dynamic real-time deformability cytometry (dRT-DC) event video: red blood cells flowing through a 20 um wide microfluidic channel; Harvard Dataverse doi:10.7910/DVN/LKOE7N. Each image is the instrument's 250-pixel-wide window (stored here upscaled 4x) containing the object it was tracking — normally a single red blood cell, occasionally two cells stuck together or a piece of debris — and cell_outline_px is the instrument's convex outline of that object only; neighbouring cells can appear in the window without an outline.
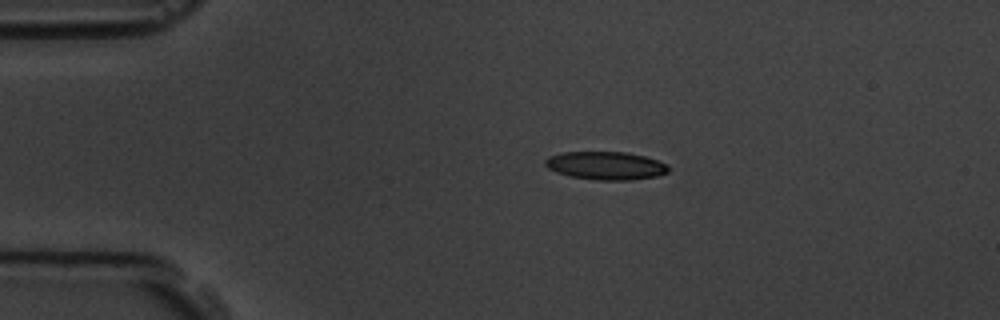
{"species": "common noctule bat (a hibernating species)", "species_latin": "Nyctalus noctula", "temperature_condition": "room temperature", "stored_images_in_passage": 6, "camera_frame_rate_fps": 3000, "um_per_image_px": 0.085, "animal": {"sex": "male", "body_mass_g": 19.5, "forearm_length_mm": 54.6}, "frame": {"image": 1, "passage_image": 2, "time_ms": 1.333, "image_size_px": [1000, 320], "cell_outline_px": [[668, 172], [656, 176], [632, 180], [596, 180], [568, 176], [556, 172], [548, 168], [544, 164], [544, 160], [548, 156], [560, 152], [628, 152], [644, 156], [668, 164]], "centroid_in_image_um": [51.45, 14.07], "position_along_channel_um": 33.5, "area_um2": 20.35}}
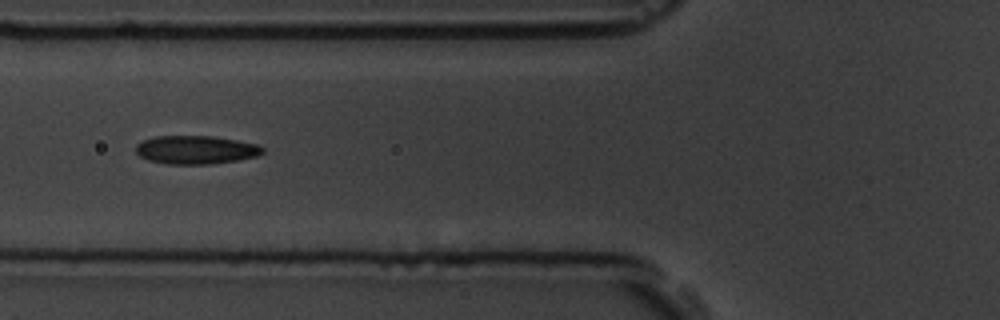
{"frame": {"image": 2, "passage_image": 5, "time_ms": 4.667, "image_size_px": [1000, 320], "cell_outline_px": [[264, 152], [256, 156], [236, 160], [212, 164], [168, 164], [148, 160], [140, 156], [136, 152], [136, 144], [144, 140], [156, 136], [212, 136], [260, 144], [264, 148]], "centroid_in_image_um": [16.66, 12.73], "position_along_channel_um": 109.1, "area_um2": 20.98}}
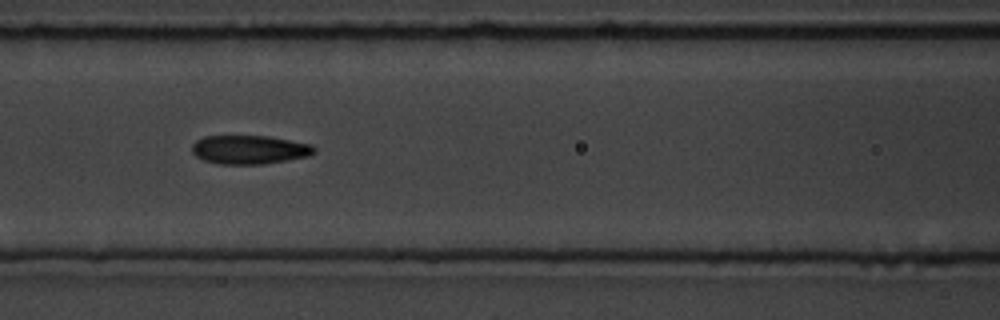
{"frame": {"image": 3, "passage_image": 6, "time_ms": 5.667, "image_size_px": [1000, 320], "cell_outline_px": [[316, 152], [308, 156], [288, 160], [260, 164], [220, 164], [204, 160], [196, 156], [192, 152], [192, 144], [196, 140], [204, 136], [268, 136], [312, 144], [316, 148]], "centroid_in_image_um": [21.21, 12.71], "position_along_channel_um": 145.4, "area_um2": 20.52}}